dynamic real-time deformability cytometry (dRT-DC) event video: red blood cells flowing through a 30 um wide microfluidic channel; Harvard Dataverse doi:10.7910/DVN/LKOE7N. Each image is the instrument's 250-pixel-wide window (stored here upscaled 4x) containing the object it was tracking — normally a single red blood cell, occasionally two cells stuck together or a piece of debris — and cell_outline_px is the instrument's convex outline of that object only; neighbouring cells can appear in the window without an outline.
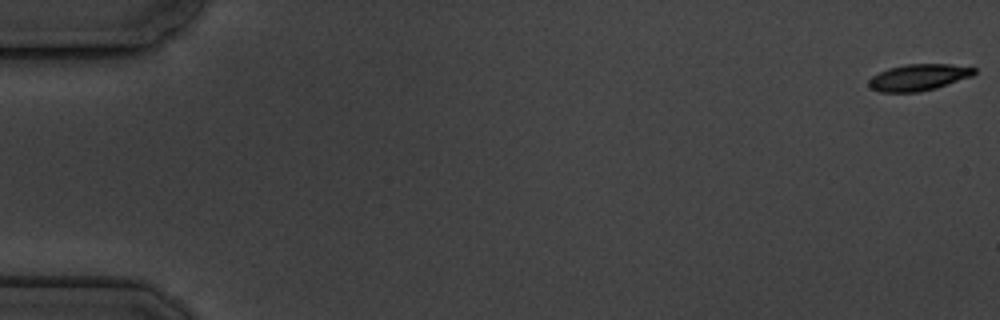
{"species": "common noctule bat (a hibernating species)", "species_latin": "Nyctalus noctula", "temperature_condition": "cold", "stored_images_in_passage": 5, "camera_frame_rate_fps": 3000, "um_per_image_px": 0.085, "animal": {"sex": "male", "body_mass_g": 19.5, "forearm_length_mm": 54.6}, "frame": {"image": 1, "passage_image": 1, "time_ms": 0.0, "image_size_px": [1000, 320], "cell_outline_px": [[976, 72], [972, 76], [936, 88], [920, 92], [880, 92], [872, 88], [868, 84], [868, 80], [872, 76], [888, 68], [904, 64], [952, 64], [976, 68]], "centroid_in_image_um": [78.08, 6.57], "position_along_channel_um": 6.9, "area_um2": 16.3}}
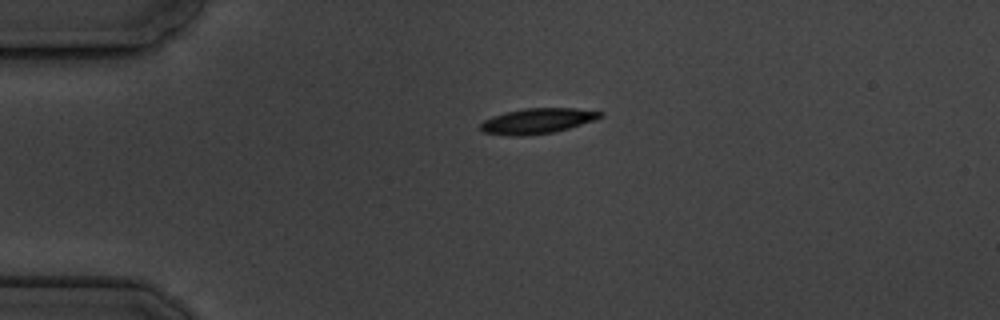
{"frame": {"image": 2, "passage_image": 4, "time_ms": 4.333, "image_size_px": [1000, 320], "cell_outline_px": [[604, 116], [596, 120], [568, 128], [552, 132], [524, 136], [508, 136], [484, 132], [480, 128], [480, 124], [484, 120], [492, 116], [524, 108], [576, 108], [604, 112]], "centroid_in_image_um": [45.7, 10.28], "position_along_channel_um": 39.3, "area_um2": 17.69}}